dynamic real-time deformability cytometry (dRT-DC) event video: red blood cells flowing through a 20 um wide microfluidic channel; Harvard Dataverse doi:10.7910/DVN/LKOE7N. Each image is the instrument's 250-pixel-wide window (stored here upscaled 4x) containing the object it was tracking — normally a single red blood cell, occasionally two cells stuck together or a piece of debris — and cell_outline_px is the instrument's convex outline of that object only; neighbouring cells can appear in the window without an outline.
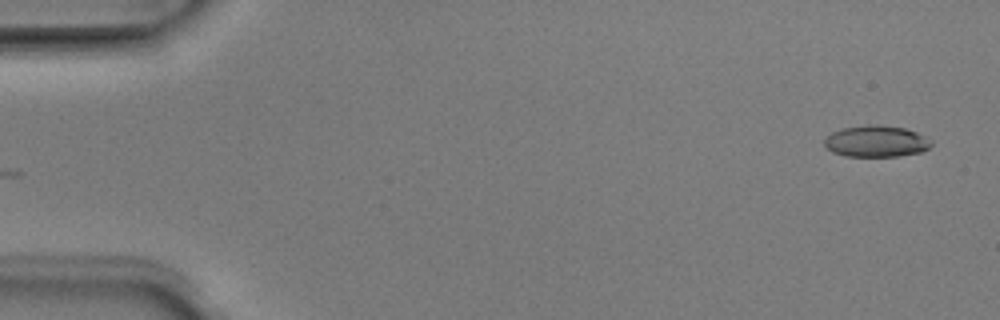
{"species": "Egyptian fruit bat (a non-hibernating species)", "species_latin": "Rousettus aegyptiacus", "temperature_condition": "room temperature", "stored_images_in_passage": 49, "camera_frame_rate_fps": 3000, "um_per_image_px": 0.085, "animal": {"sex": "male"}, "frame": {"image": 1, "passage_image": 1, "time_ms": 0.0, "image_size_px": [1000, 320], "cell_outline_px": [[932, 144], [928, 148], [920, 152], [900, 156], [844, 156], [832, 152], [824, 144], [824, 140], [832, 132], [844, 128], [868, 124], [880, 124], [904, 128], [916, 132], [932, 140]], "centroid_in_image_um": [74.48, 12.0], "position_along_channel_um": 10.5, "area_um2": 19.59}}
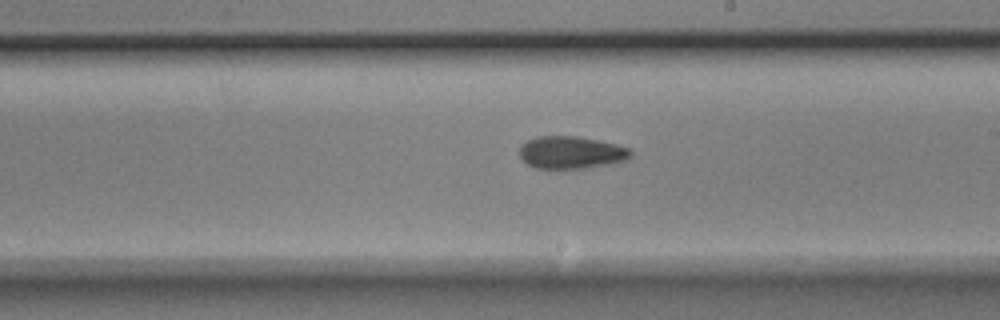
{"frame": {"image": 2, "passage_image": 28, "time_ms": 9.0, "image_size_px": [1000, 320], "cell_outline_px": [[632, 156], [628, 160], [608, 164], [584, 168], [536, 168], [528, 164], [520, 156], [520, 144], [536, 136], [576, 136], [616, 144], [632, 148]], "centroid_in_image_um": [48.58, 12.95], "position_along_channel_um": 240.4, "area_um2": 21.04}}
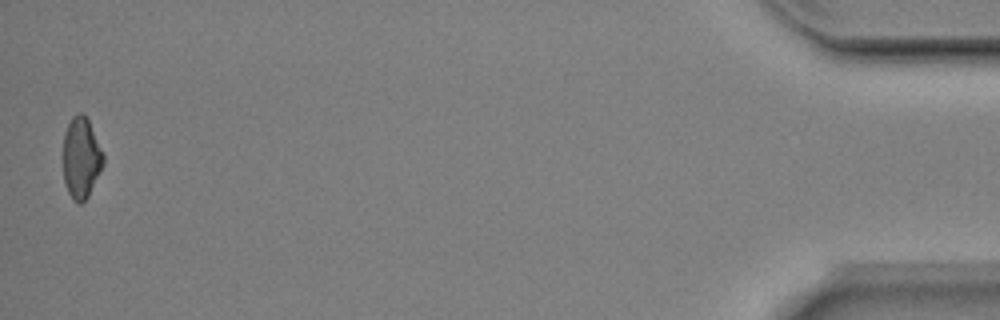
{"frame": {"image": 3, "passage_image": 49, "time_ms": 16.0, "image_size_px": [1000, 320], "cell_outline_px": [[104, 164], [88, 196], [80, 204], [76, 204], [72, 200], [64, 184], [64, 132], [72, 116], [76, 112], [84, 112], [88, 120], [104, 156]], "centroid_in_image_um": [6.89, 13.42], "position_along_channel_um": 428.3, "area_um2": 18.96}, "authors_computed_cell_mechanics": {"area_um2": 20.4034, "velocity_mm_per_s": 3.9872, "shape_relaxation_time_tau1_ms": 6.3903, "shape_relaxation_time_tau2_ms": 5.1362, "deformation_change_tau1": 0.1663, "deformation_change_tau2": 0.126}}